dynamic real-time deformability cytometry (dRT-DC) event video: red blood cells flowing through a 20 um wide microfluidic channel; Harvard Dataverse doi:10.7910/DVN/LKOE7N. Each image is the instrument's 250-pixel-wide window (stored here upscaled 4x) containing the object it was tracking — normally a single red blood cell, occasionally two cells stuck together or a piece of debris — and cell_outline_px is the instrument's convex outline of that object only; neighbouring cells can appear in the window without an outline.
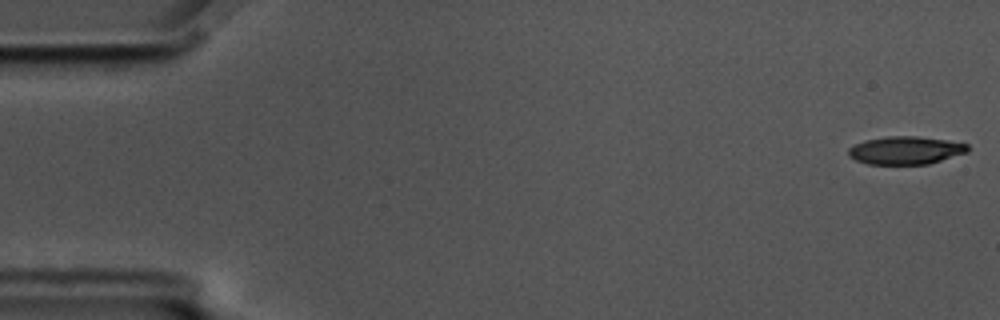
{"species": "common noctule bat (a hibernating species)", "species_latin": "Nyctalus noctula", "temperature_condition": "cold", "stored_images_in_passage": 11, "camera_frame_rate_fps": 3000, "um_per_image_px": 0.085, "animal": {"sex": "male", "body_mass_g": 17.5, "forearm_length_mm": 52.3}, "frame": {"image": 1, "passage_image": 1, "time_ms": 0.0, "image_size_px": [1000, 320], "cell_outline_px": [[968, 152], [928, 164], [868, 164], [856, 160], [848, 156], [848, 148], [856, 144], [868, 140], [888, 136], [916, 136], [944, 140], [968, 144]], "centroid_in_image_um": [76.96, 12.78], "position_along_channel_um": 8.0, "area_um2": 19.19}}